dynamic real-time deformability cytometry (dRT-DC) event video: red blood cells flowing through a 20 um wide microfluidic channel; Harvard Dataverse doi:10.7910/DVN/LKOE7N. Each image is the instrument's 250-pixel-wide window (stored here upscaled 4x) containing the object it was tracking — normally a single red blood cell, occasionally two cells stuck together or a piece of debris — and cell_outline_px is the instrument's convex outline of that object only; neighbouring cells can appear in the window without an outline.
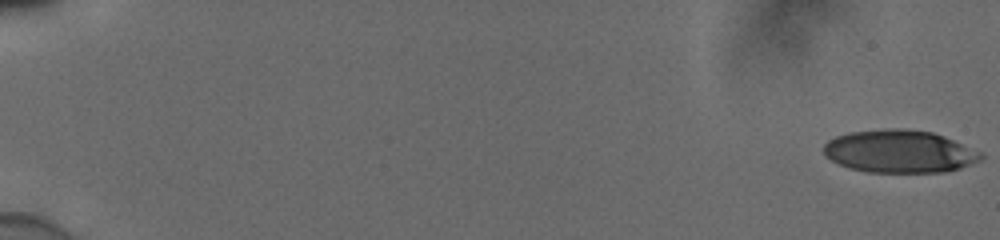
{"species": "human", "species_latin": "Homo sapiens", "temperature_condition": "cold", "stored_images_in_passage": 55, "camera_frame_rate_fps": 3000, "um_per_image_px": 0.085, "donor": {"sex": "male"}, "frame": {"image": 1, "passage_image": 1, "time_ms": 0.0, "image_size_px": [1000, 240], "cell_outline_px": [[984, 156], [980, 160], [960, 168], [944, 172], [868, 172], [848, 168], [824, 156], [824, 144], [828, 140], [836, 136], [848, 132], [884, 128], [904, 128], [932, 132], [944, 136], [980, 152]], "centroid_in_image_um": [76.42, 12.86], "position_along_channel_um": 8.6, "area_um2": 39.19}}
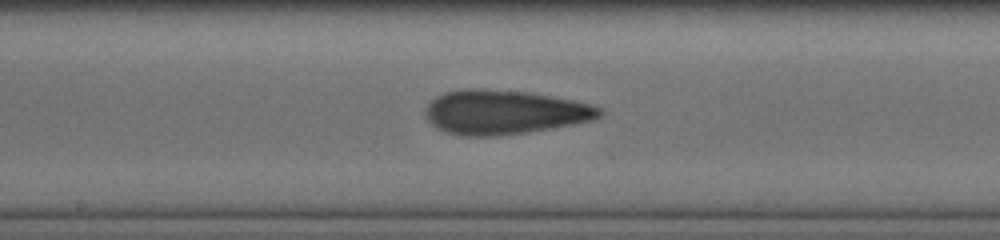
{"frame": {"image": 2, "passage_image": 32, "time_ms": 10.333, "image_size_px": [1000, 240], "cell_outline_px": [[604, 112], [600, 116], [592, 120], [572, 124], [528, 132], [496, 136], [464, 136], [444, 132], [436, 128], [424, 116], [424, 108], [436, 96], [444, 92], [464, 88], [484, 88], [532, 92], [572, 100], [588, 104], [600, 108]], "centroid_in_image_um": [42.8, 9.52], "position_along_channel_um": 205.4, "area_um2": 45.2}}
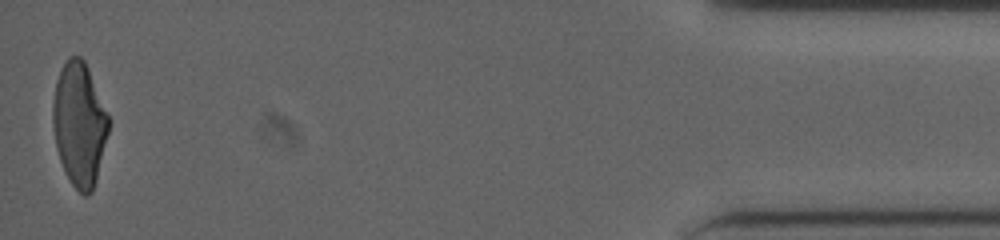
{"frame": {"image": 3, "passage_image": 55, "time_ms": 18.0, "image_size_px": [1000, 240], "cell_outline_px": [[112, 120], [96, 180], [92, 192], [88, 196], [84, 196], [72, 184], [60, 160], [56, 148], [52, 124], [52, 104], [56, 80], [68, 56], [80, 56], [84, 60], [88, 68]], "centroid_in_image_um": [6.76, 10.54], "position_along_channel_um": 428.4, "area_um2": 40.52}, "authors_computed_cell_mechanics": {"area_um2": 41.905, "velocity_mm_per_s": 3.8998, "shape_relaxation_time_tau1_ms": 9.6054, "shape_relaxation_time_tau2_ms": 2.1672, "deformation_change_tau1": 0.2632, "deformation_change_tau2": 0.1189}}